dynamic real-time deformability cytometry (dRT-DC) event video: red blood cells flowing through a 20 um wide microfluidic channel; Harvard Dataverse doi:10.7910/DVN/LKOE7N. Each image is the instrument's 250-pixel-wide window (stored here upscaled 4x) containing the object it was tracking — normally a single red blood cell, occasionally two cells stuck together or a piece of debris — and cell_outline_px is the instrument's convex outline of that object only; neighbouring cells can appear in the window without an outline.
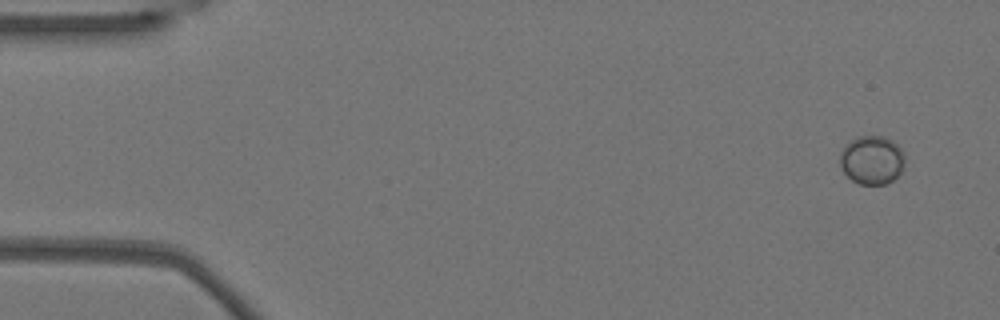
{"species": "Egyptian fruit bat (a non-hibernating species)", "species_latin": "Rousettus aegyptiacus", "temperature_condition": "warm", "stored_images_in_passage": 14, "camera_frame_rate_fps": 3000, "um_per_image_px": 0.085, "animal": {"sex": "female"}, "frame": {"image": 1, "passage_image": 1, "time_ms": 0.0, "image_size_px": [1000, 320], "cell_outline_px": [[904, 168], [892, 180], [884, 184], [860, 184], [852, 180], [840, 168], [840, 152], [856, 136], [884, 136], [892, 140], [904, 152]], "centroid_in_image_um": [74.12, 13.59], "position_along_channel_um": 10.9, "area_um2": 18.32}}
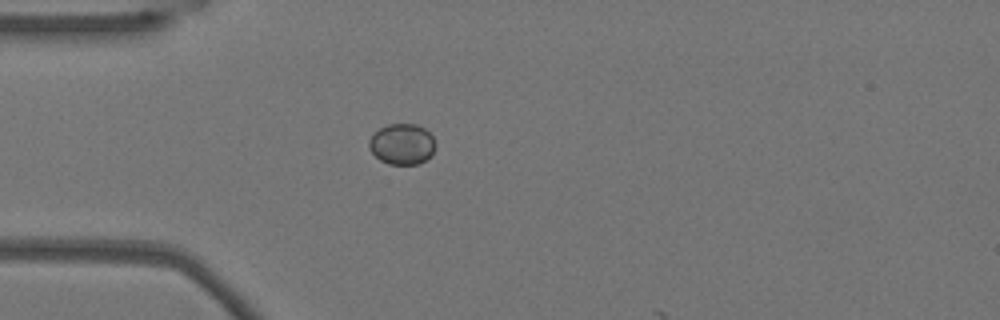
{"frame": {"image": 2, "passage_image": 13, "time_ms": 4.0, "image_size_px": [1000, 320], "cell_outline_px": [[436, 144], [432, 156], [420, 164], [388, 164], [380, 160], [368, 148], [368, 140], [380, 128], [388, 124], [416, 124], [424, 128], [432, 136]], "centroid_in_image_um": [34.19, 12.26], "position_along_channel_um": 50.8, "area_um2": 15.9}}